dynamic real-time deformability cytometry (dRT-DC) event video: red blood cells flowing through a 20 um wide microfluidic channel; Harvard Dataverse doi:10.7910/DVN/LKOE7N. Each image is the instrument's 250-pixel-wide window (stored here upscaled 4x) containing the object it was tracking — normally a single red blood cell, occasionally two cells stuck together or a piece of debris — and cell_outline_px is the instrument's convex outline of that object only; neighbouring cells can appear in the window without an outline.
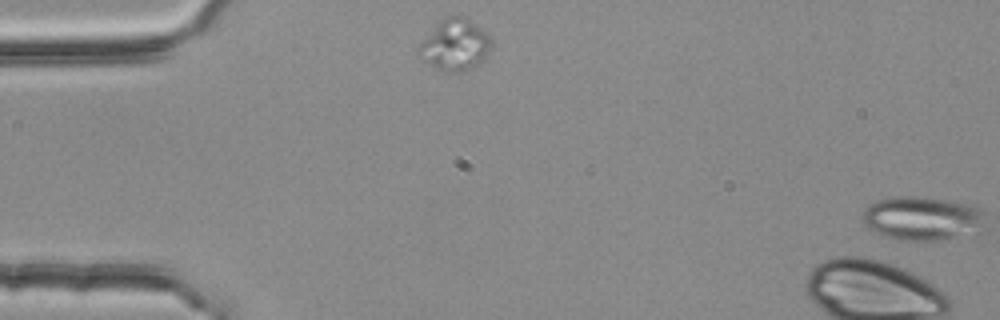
{"species": "common noctule bat (a hibernating species)", "species_latin": "Nyctalus noctula", "temperature_condition": "room temperature", "stored_images_in_passage": 2, "segment_of_instrument_passage": [1, 2], "camera_frame_rate_fps": 3000, "um_per_image_px": 0.085, "animal": {"sex": "female", "body_mass_g": 25.1}, "frame": {"image": 1, "passage_image": 1, "time_ms": 0.0, "image_size_px": [1000, 320], "cell_outline_px": [[492, 44], [484, 60], [480, 64], [468, 72], [448, 72], [436, 68], [420, 60], [416, 56], [416, 48], [436, 24], [440, 20], [448, 16], [460, 12], [484, 28], [488, 32], [492, 40]], "centroid_in_image_um": [38.69, 3.8], "position_along_channel_um": 46.3, "area_um2": 22.77}}